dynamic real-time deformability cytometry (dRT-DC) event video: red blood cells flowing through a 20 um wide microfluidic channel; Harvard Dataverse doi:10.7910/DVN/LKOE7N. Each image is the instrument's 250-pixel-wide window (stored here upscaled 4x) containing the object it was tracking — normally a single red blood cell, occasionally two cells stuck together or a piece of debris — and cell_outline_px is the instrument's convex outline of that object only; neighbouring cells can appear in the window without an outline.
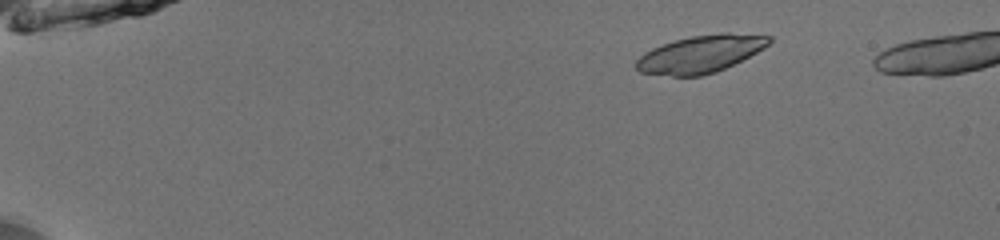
{"species": "common noctule bat (a hibernating species)", "species_latin": "Nyctalus noctula", "temperature_condition": "room temperature", "stored_images_in_passage": 45, "camera_frame_rate_fps": 3000, "um_per_image_px": 0.085, "animal": {"sex": "male", "body_mass_g": 13.0, "forearm_length_mm": 53.1}, "frame": {"image": 1, "passage_image": 2, "time_ms": 0.333, "image_size_px": [1000, 240], "cell_outline_px": [[772, 40], [764, 48], [716, 72], [700, 76], [672, 76], [640, 72], [636, 68], [636, 60], [644, 52], [652, 48], [676, 40], [692, 36], [720, 32], [728, 32], [772, 36]], "centroid_in_image_um": [59.54, 4.58], "position_along_channel_um": 25.5, "area_um2": 28.73}}